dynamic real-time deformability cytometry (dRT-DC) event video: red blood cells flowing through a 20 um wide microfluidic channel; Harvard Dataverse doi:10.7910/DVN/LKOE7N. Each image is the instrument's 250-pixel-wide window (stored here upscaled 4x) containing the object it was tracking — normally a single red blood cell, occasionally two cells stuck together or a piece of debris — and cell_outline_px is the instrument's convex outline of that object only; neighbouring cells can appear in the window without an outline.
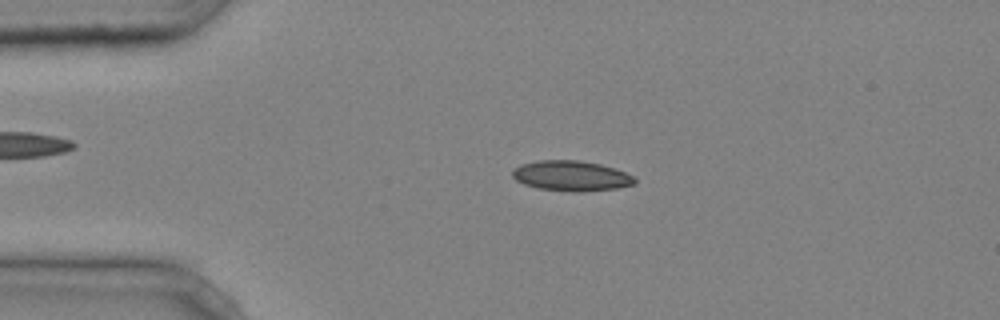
{"species": "common noctule bat (a hibernating species)", "species_latin": "Nyctalus noctula", "temperature_condition": "cold", "stored_images_in_passage": 44, "camera_frame_rate_fps": 3000, "um_per_image_px": 0.085, "animal": {"sex": "male", "body_mass_g": 20.4}, "frame": {"image": 1, "passage_image": 9, "time_ms": 2.667, "image_size_px": [1000, 320], "cell_outline_px": [[636, 184], [616, 188], [580, 192], [572, 192], [536, 188], [524, 184], [516, 180], [512, 176], [512, 168], [520, 164], [536, 160], [580, 160], [600, 164], [624, 172], [632, 176], [636, 180]], "centroid_in_image_um": [48.5, 14.94], "position_along_channel_um": 36.5, "area_um2": 21.68}}
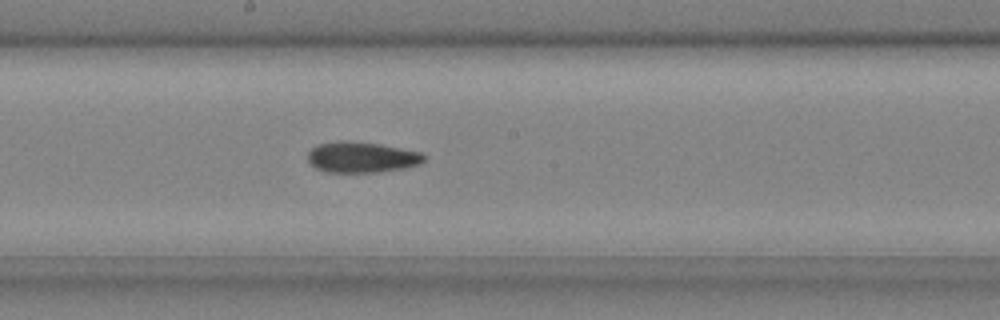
{"frame": {"image": 2, "passage_image": 24, "time_ms": 7.667, "image_size_px": [1000, 320], "cell_outline_px": [[428, 156], [420, 164], [404, 168], [380, 172], [328, 172], [316, 168], [308, 160], [308, 152], [316, 144], [336, 140], [348, 140], [380, 144], [424, 152]], "centroid_in_image_um": [30.77, 13.34], "position_along_channel_um": 217.4, "area_um2": 21.21}}
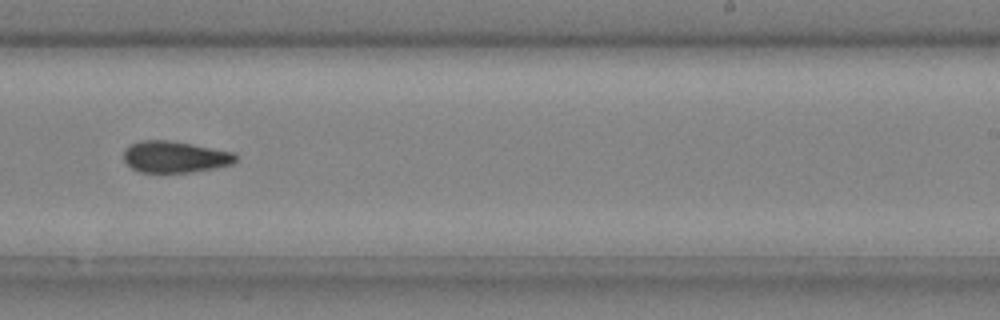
{"frame": {"image": 3, "passage_image": 28, "time_ms": 9.0, "image_size_px": [1000, 320], "cell_outline_px": [[236, 160], [232, 164], [216, 168], [188, 172], [140, 172], [132, 168], [124, 160], [124, 148], [128, 144], [140, 140], [168, 140], [192, 144], [232, 152], [236, 156]], "centroid_in_image_um": [14.82, 13.32], "position_along_channel_um": 274.2, "area_um2": 20.52}}